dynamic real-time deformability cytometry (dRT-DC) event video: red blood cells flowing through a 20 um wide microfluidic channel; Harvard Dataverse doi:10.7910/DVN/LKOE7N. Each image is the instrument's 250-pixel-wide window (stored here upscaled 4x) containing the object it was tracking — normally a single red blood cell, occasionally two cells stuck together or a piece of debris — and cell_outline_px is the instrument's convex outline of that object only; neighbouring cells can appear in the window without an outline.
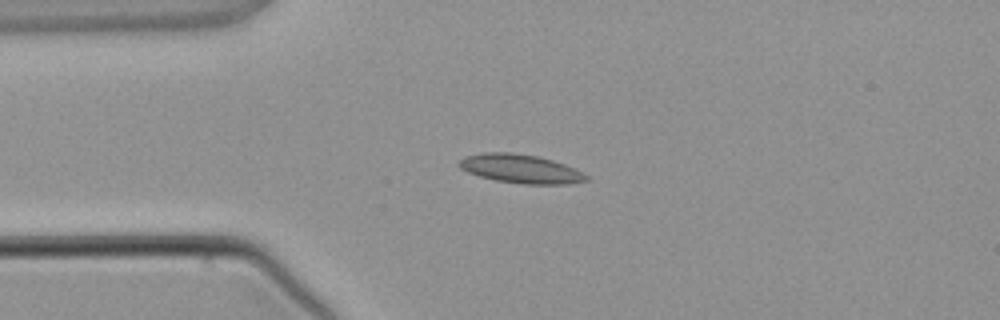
{"species": "common noctule bat (a hibernating species)", "species_latin": "Nyctalus noctula", "temperature_condition": "warm", "stored_images_in_passage": 3, "camera_frame_rate_fps": 3000, "um_per_image_px": 0.085, "animal": {"sex": "male", "body_mass_g": 21.5, "forearm_length_mm": 52.0}, "frame": {"image": 1, "passage_image": 2, "time_ms": 1.333, "image_size_px": [1000, 320], "cell_outline_px": [[588, 180], [568, 184], [524, 184], [496, 180], [480, 176], [468, 172], [460, 168], [456, 164], [460, 160], [468, 156], [484, 152], [512, 152], [536, 156], [552, 160], [564, 164], [588, 176]], "centroid_in_image_um": [44.22, 14.34], "position_along_channel_um": 40.8, "area_um2": 21.04}}